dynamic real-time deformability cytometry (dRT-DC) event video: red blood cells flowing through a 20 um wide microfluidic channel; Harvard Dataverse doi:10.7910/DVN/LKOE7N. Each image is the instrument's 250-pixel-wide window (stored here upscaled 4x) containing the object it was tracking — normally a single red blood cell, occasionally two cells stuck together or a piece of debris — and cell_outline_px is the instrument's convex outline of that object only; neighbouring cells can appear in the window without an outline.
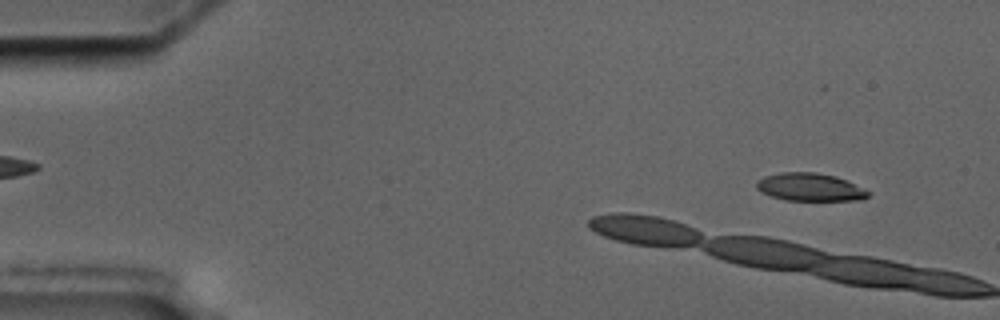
{"species": "common noctule bat (a hibernating species)", "species_latin": "Nyctalus noctula", "temperature_condition": "cold", "stored_images_in_passage": 5, "segment_of_instrument_passage": [2, 2], "camera_frame_rate_fps": 3000, "um_per_image_px": 0.085, "animal": {"sex": "male", "body_mass_g": 17.5, "forearm_length_mm": 52.3}, "frame": {"image": 1, "passage_image": 5, "time_ms": 6.333, "image_size_px": [1000, 320], "cell_outline_px": [[868, 196], [864, 200], [784, 200], [760, 192], [756, 188], [756, 180], [764, 176], [780, 172], [816, 172], [836, 176], [864, 188], [868, 192]], "centroid_in_image_um": [68.81, 15.9], "position_along_channel_um": 16.2, "area_um2": 18.21}}